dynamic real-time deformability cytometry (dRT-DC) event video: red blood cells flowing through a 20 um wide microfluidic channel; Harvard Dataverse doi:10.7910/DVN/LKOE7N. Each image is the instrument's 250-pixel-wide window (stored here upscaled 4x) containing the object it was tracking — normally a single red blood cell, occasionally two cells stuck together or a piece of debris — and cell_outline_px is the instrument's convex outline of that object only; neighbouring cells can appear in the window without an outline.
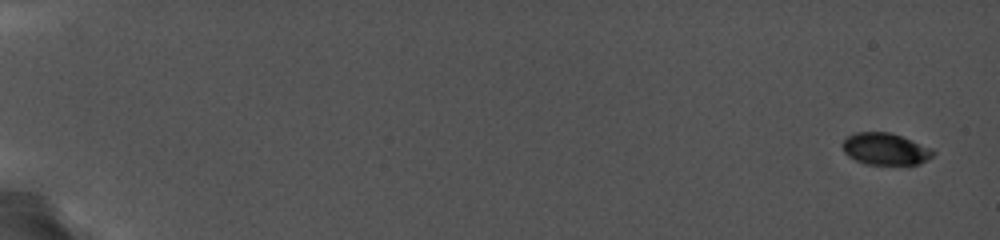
{"species": "common noctule bat (a hibernating species)", "species_latin": "Nyctalus noctula", "temperature_condition": "cold", "stored_images_in_passage": 33, "camera_frame_rate_fps": 5000, "um_per_image_px": 0.085, "animal": {"sex": "female", "body_mass_g": 19.0, "forearm_length_mm": 56.7}, "frame": {"image": 1, "passage_image": 1, "time_ms": 0.0, "image_size_px": [1000, 240], "cell_outline_px": [[936, 152], [932, 156], [920, 164], [864, 164], [848, 156], [844, 152], [840, 144], [848, 136], [856, 132], [892, 132], [932, 148]], "centroid_in_image_um": [75.24, 12.65], "position_along_channel_um": 9.8, "area_um2": 16.94}}
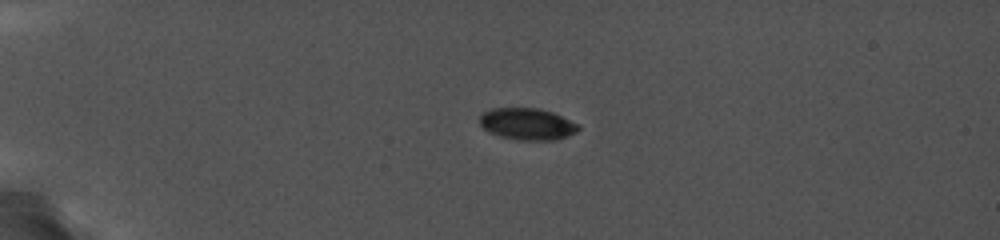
{"frame": {"image": 2, "passage_image": 17, "time_ms": 4.6, "image_size_px": [1000, 240], "cell_outline_px": [[580, 128], [576, 132], [552, 140], [528, 140], [504, 136], [492, 132], [484, 128], [480, 124], [480, 116], [484, 112], [492, 108], [540, 108], [552, 112], [580, 124]], "centroid_in_image_um": [44.85, 10.51], "position_along_channel_um": 40.1, "area_um2": 17.8}}